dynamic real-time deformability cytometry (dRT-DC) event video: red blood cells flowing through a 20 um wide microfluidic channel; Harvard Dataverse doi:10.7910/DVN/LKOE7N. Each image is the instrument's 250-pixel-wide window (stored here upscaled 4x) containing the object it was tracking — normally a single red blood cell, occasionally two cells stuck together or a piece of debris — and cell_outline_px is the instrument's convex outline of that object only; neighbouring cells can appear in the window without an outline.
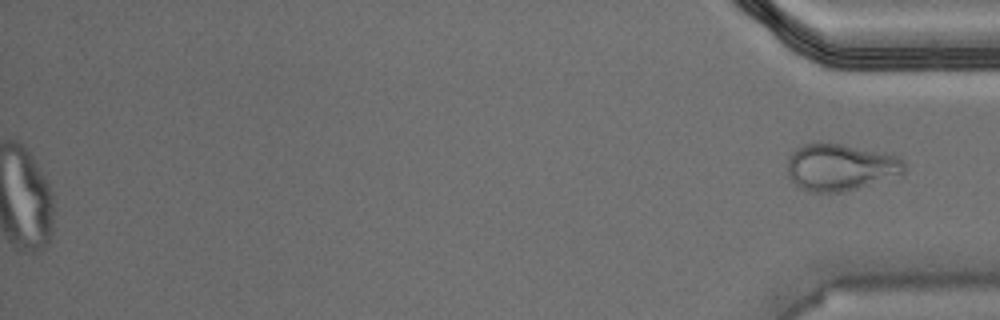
{"species": "Egyptian fruit bat (a non-hibernating species)", "species_latin": "Rousettus aegyptiacus", "temperature_condition": "warm", "stored_images_in_passage": 47, "camera_frame_rate_fps": 3000, "um_per_image_px": 0.085, "animal": {"sex": "male"}, "frame": {"image": 1, "passage_image": 47, "time_ms": 15.333, "image_size_px": [1000, 320], "cell_outline_px": [[904, 172], [900, 176], [844, 192], [808, 192], [800, 188], [788, 176], [788, 156], [796, 148], [804, 144], [840, 144], [884, 152], [896, 156], [904, 160]], "centroid_in_image_um": [71.45, 14.23], "position_along_channel_um": 363.8, "area_um2": 31.96}}